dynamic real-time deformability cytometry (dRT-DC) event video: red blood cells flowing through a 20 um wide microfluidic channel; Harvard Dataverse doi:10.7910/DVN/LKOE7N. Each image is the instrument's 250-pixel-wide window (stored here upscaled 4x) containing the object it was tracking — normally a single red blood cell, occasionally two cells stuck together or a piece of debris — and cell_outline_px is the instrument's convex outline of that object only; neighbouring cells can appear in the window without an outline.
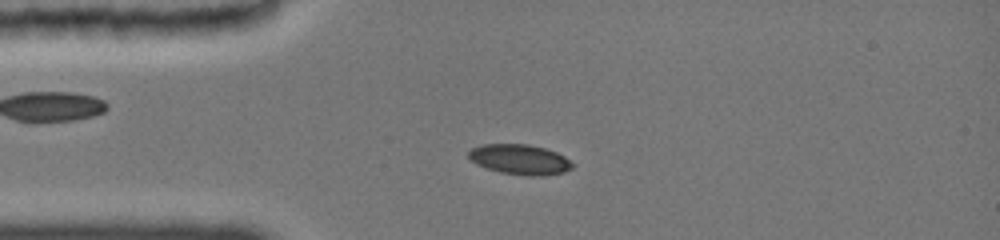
{"species": "common noctule bat (a hibernating species)", "species_latin": "Nyctalus noctula", "temperature_condition": "cold", "stored_images_in_passage": 32, "camera_frame_rate_fps": 3000, "um_per_image_px": 0.085, "animal": {"sex": "female", "body_mass_g": 19.0, "forearm_length_mm": 51.5}, "frame": {"image": 1, "passage_image": 7, "time_ms": 3.667, "image_size_px": [1000, 240], "cell_outline_px": [[576, 164], [572, 168], [564, 172], [544, 176], [528, 176], [500, 172], [476, 164], [468, 156], [468, 152], [472, 148], [484, 144], [528, 144], [544, 148], [556, 152], [564, 156]], "centroid_in_image_um": [44.23, 13.56], "position_along_channel_um": 40.8, "area_um2": 18.26}}
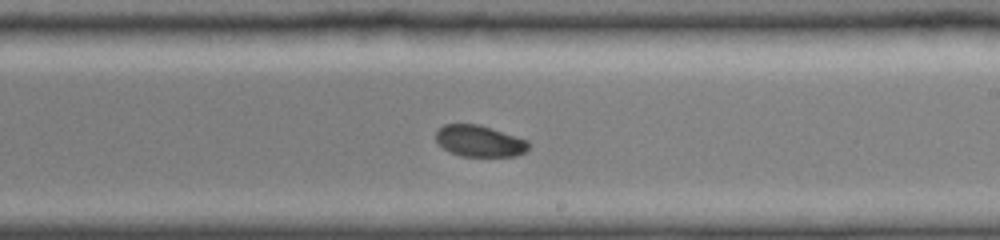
{"frame": {"image": 2, "passage_image": 19, "time_ms": 9.333, "image_size_px": [1000, 240], "cell_outline_px": [[528, 148], [524, 152], [516, 156], [460, 156], [444, 148], [436, 140], [436, 132], [444, 124], [476, 124], [528, 140]], "centroid_in_image_um": [40.75, 11.99], "position_along_channel_um": 248.3, "area_um2": 16.59}}
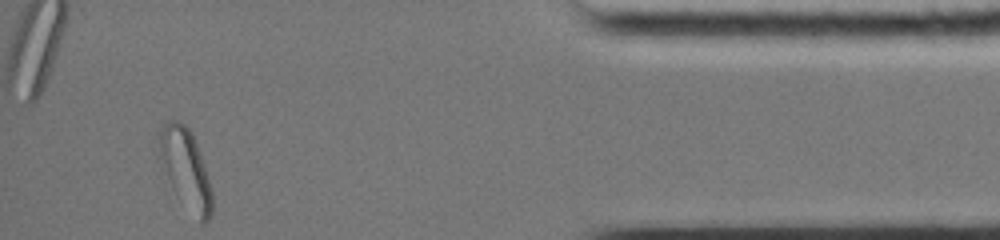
{"frame": {"image": 3, "passage_image": 32, "time_ms": 14.667, "image_size_px": [1000, 240], "cell_outline_px": [[212, 216], [204, 224], [200, 224], [176, 196], [156, 156], [160, 128], [168, 120], [180, 120], [192, 132], [200, 152], [212, 192]], "centroid_in_image_um": [15.74, 14.37], "position_along_channel_um": 419.5, "area_um2": 25.32}, "authors_computed_cell_mechanics": {"area_um2": 18.2359, "velocity_mm_per_s": 3.9569, "shape_relaxation_time_tau1_ms": null, "shape_relaxation_time_tau2_ms": 11.3028, "deformation_change_tau1": null, "deformation_change_tau2": 0.1}}